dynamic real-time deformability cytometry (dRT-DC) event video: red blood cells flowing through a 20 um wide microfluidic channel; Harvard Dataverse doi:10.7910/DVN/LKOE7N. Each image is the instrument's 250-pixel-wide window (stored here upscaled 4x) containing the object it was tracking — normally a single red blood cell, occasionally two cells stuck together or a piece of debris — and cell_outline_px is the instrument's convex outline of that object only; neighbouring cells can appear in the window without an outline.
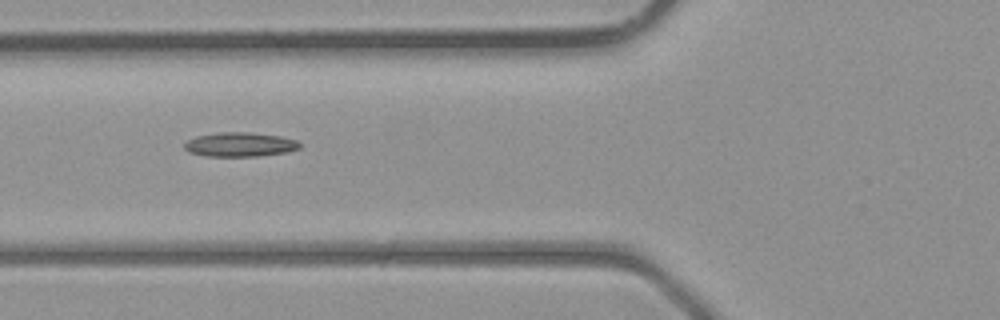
{"species": "common noctule bat (a hibernating species)", "species_latin": "Nyctalus noctula", "temperature_condition": "room temperature", "stored_images_in_passage": 6, "camera_frame_rate_fps": 3000, "um_per_image_px": 0.085, "animal": {"sex": "male", "body_mass_g": 23.1, "forearm_length_mm": 52.7}, "frame": {"image": 1, "passage_image": 5, "time_ms": 5.333, "image_size_px": [1000, 320], "cell_outline_px": [[300, 148], [288, 152], [260, 156], [208, 156], [188, 152], [184, 148], [184, 144], [188, 140], [196, 136], [220, 132], [248, 132], [280, 136], [296, 140], [300, 144]], "centroid_in_image_um": [20.4, 12.28], "position_along_channel_um": 105.4, "area_um2": 16.3}}
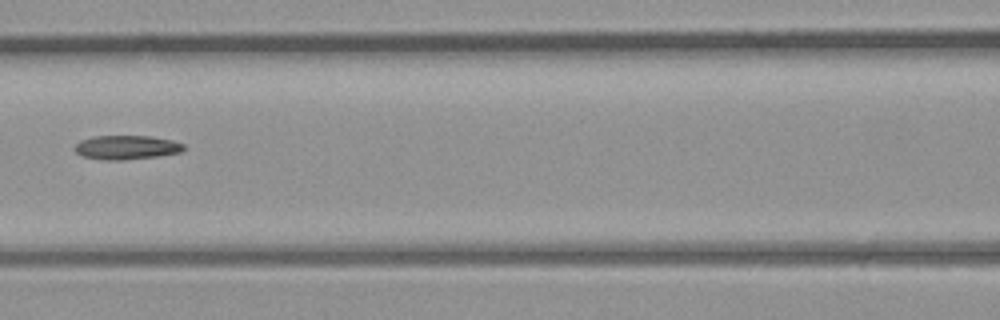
{"frame": {"image": 2, "passage_image": 6, "time_ms": 6.333, "image_size_px": [1000, 320], "cell_outline_px": [[188, 148], [180, 152], [156, 156], [120, 160], [104, 160], [80, 156], [72, 148], [80, 140], [92, 136], [152, 136], [172, 140], [184, 144]], "centroid_in_image_um": [10.73, 12.52], "position_along_channel_um": 155.9, "area_um2": 15.43}}